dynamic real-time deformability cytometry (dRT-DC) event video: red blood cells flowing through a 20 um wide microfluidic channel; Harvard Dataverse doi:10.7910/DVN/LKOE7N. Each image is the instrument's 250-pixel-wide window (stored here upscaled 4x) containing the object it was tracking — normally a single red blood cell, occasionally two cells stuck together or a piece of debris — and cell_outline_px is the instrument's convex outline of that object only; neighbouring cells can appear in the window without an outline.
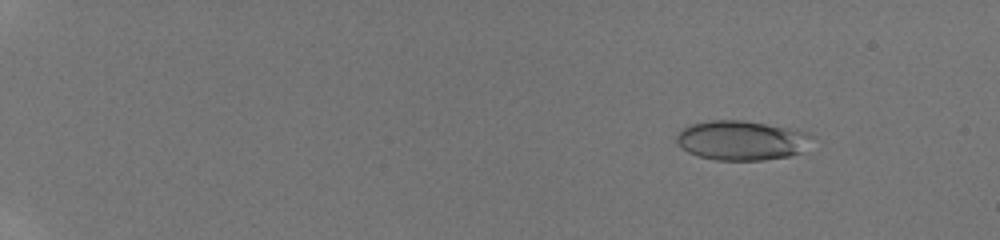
{"species": "human", "species_latin": "Homo sapiens", "temperature_condition": "room temperature", "stored_images_in_passage": 16, "camera_frame_rate_fps": 3000, "um_per_image_px": 0.085, "donor": {"sex": "male"}, "frame": {"image": 1, "passage_image": 6, "time_ms": 2.0, "image_size_px": [1000, 240], "cell_outline_px": [[816, 136], [800, 152], [788, 156], [764, 160], [716, 160], [696, 156], [680, 148], [676, 140], [676, 136], [680, 128], [688, 124], [708, 120], [744, 120], [788, 128], [808, 132]], "centroid_in_image_um": [62.98, 11.92], "position_along_channel_um": 22.0, "area_um2": 31.56}}
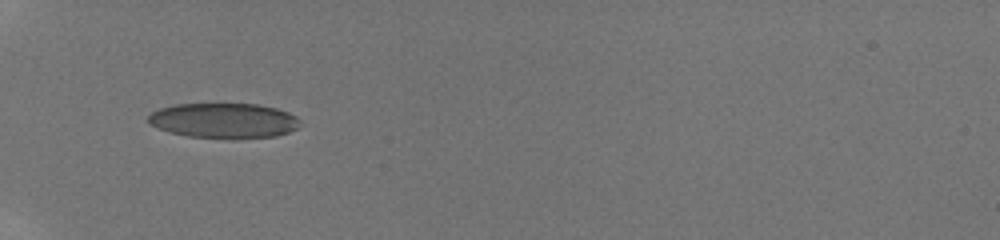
{"frame": {"image": 2, "passage_image": 15, "time_ms": 6.667, "image_size_px": [1000, 240], "cell_outline_px": [[300, 124], [296, 128], [288, 132], [276, 136], [188, 136], [168, 132], [148, 124], [148, 116], [152, 112], [160, 108], [172, 104], [260, 104], [276, 108], [288, 112], [296, 116], [300, 120]], "centroid_in_image_um": [18.99, 10.21], "position_along_channel_um": 66.0, "area_um2": 30.35}}